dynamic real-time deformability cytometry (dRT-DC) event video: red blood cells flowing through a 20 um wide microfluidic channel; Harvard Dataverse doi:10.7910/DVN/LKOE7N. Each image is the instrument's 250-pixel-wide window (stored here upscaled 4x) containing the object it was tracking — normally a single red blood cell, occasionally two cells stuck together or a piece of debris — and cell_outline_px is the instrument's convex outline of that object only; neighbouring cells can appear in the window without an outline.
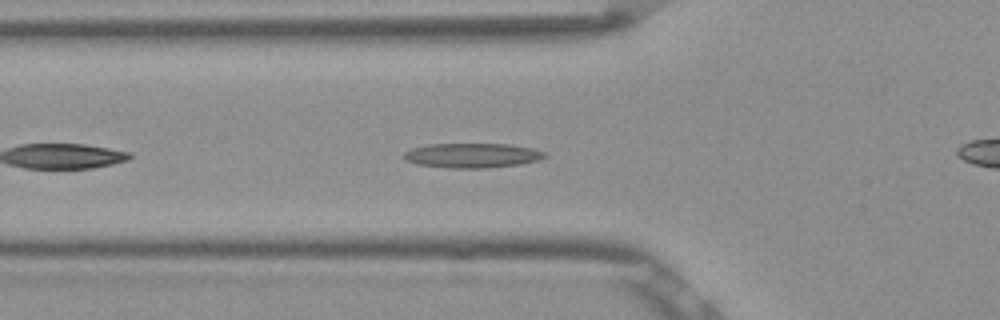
{"species": "Egyptian fruit bat (a non-hibernating species)", "species_latin": "Rousettus aegyptiacus", "temperature_condition": "room temperature", "stored_images_in_passage": 28, "camera_frame_rate_fps": 3000, "um_per_image_px": 0.085, "frame": {"image": 1, "passage_image": 6, "time_ms": 1.667, "image_size_px": [1000, 320], "cell_outline_px": [[548, 156], [540, 160], [520, 164], [484, 168], [448, 168], [420, 164], [404, 160], [404, 152], [412, 148], [428, 144], [508, 144], [532, 148], [548, 152]], "centroid_in_image_um": [40.19, 13.21], "position_along_channel_um": 85.6, "area_um2": 20.29}}
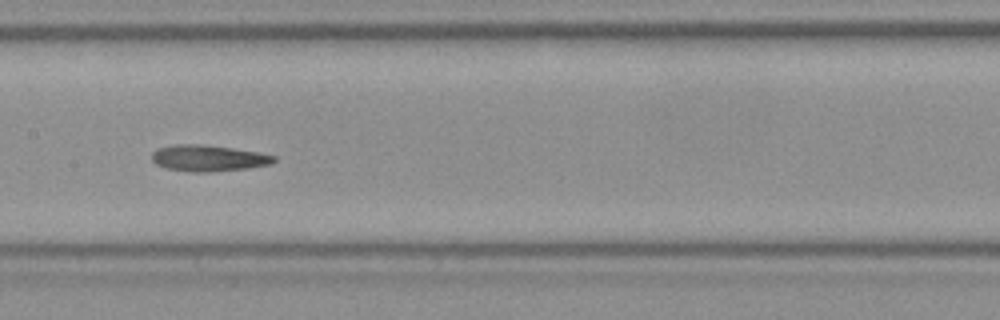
{"frame": {"image": 2, "passage_image": 14, "time_ms": 4.333, "image_size_px": [1000, 320], "cell_outline_px": [[276, 160], [268, 164], [248, 168], [212, 172], [192, 172], [168, 168], [156, 164], [152, 160], [152, 152], [156, 148], [176, 144], [200, 144], [232, 148], [256, 152], [276, 156]], "centroid_in_image_um": [17.67, 13.44], "position_along_channel_um": 189.7, "area_um2": 18.55}}
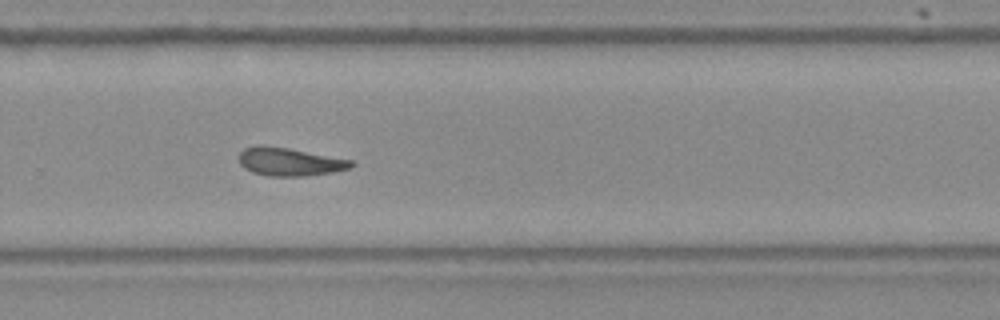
{"frame": {"image": 3, "passage_image": 23, "time_ms": 7.333, "image_size_px": [1000, 320], "cell_outline_px": [[356, 164], [348, 168], [332, 172], [308, 176], [268, 176], [252, 172], [244, 168], [240, 164], [240, 152], [244, 148], [256, 144], [264, 144], [288, 148], [352, 160]], "centroid_in_image_um": [24.58, 13.74], "position_along_channel_um": 305.2, "area_um2": 18.5}, "authors_computed_cell_mechanics": {"area_um2": 18.5538, "velocity_mm_per_s": 3.8598, "shape_relaxation_time_tau1_ms": null, "shape_relaxation_time_tau2_ms": 4.2564, "deformation_change_tau1": null, "deformation_change_tau2": 0.1004}}